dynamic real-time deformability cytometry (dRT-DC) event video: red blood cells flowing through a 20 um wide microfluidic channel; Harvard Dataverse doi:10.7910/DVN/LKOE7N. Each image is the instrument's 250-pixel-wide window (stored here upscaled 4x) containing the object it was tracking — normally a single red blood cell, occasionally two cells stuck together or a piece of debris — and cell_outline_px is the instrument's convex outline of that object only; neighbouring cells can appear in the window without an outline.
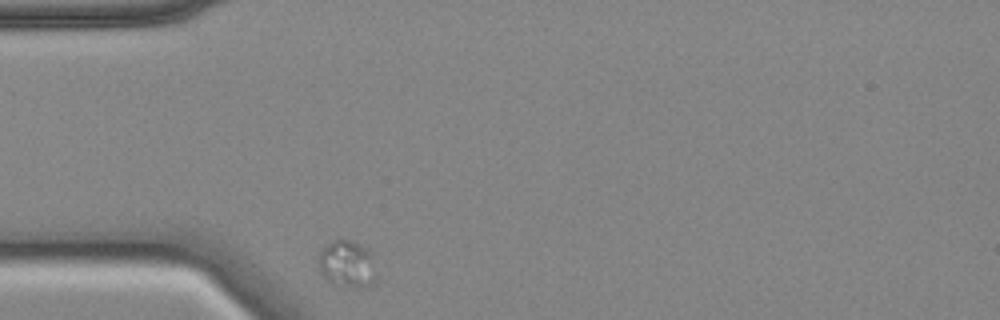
{"species": "common noctule bat (a hibernating species)", "species_latin": "Nyctalus noctula", "temperature_condition": "cold", "stored_images_in_passage": 6, "camera_frame_rate_fps": 3000, "um_per_image_px": 0.085, "animal": {"sex": "female", "body_mass_g": 18.4}, "frame": {"image": 1, "passage_image": 1, "time_ms": 0.0, "image_size_px": [1000, 320], "cell_outline_px": [[376, 284], [368, 288], [360, 288], [328, 280], [324, 276], [320, 268], [320, 252], [336, 236], [352, 240], [368, 248], [372, 252], [376, 280]], "centroid_in_image_um": [29.59, 22.39], "position_along_channel_um": 55.4, "area_um2": 15.9}}
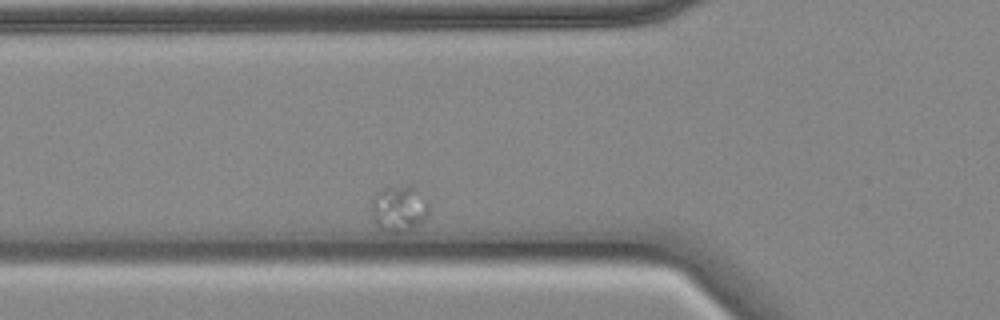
{"frame": {"image": 2, "passage_image": 6, "time_ms": 1.667, "image_size_px": [1000, 320], "cell_outline_px": [[428, 216], [412, 228], [404, 232], [384, 232], [372, 220], [368, 204], [376, 192], [384, 188], [408, 184], [412, 184], [428, 204]], "centroid_in_image_um": [33.83, 17.71], "position_along_channel_um": 92.0, "area_um2": 15.78}}